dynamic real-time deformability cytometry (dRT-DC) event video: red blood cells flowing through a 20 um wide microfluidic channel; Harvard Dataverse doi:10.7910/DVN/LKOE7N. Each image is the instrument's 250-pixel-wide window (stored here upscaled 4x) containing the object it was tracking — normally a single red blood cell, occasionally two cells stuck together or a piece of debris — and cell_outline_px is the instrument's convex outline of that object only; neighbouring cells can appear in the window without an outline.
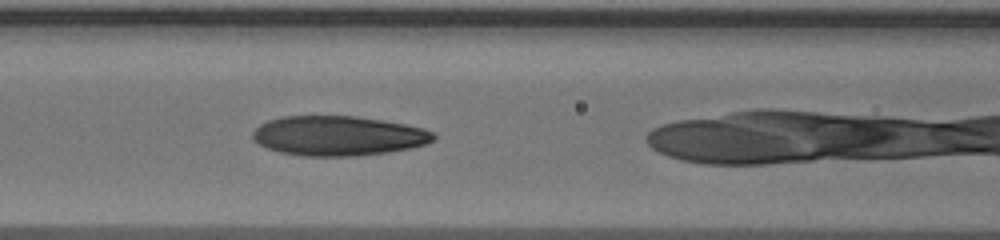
{"species": "human", "species_latin": "Homo sapiens", "temperature_condition": "warm", "stored_images_in_passage": 25, "camera_frame_rate_fps": 3000, "um_per_image_px": 0.085, "donor": {"sex": "male"}, "frame": {"image": 1, "passage_image": 5, "time_ms": 1.333, "image_size_px": [1000, 240], "cell_outline_px": [[436, 140], [412, 148], [388, 152], [356, 156], [304, 156], [280, 152], [268, 148], [252, 140], [252, 132], [260, 124], [268, 120], [284, 116], [356, 116], [384, 120], [424, 128], [432, 132], [436, 136]], "centroid_in_image_um": [28.76, 11.54], "position_along_channel_um": 137.8, "area_um2": 42.02}}
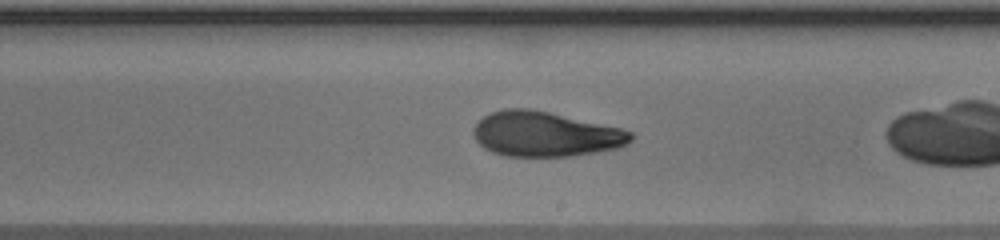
{"frame": {"image": 2, "passage_image": 13, "time_ms": 4.0, "image_size_px": [1000, 240], "cell_outline_px": [[632, 140], [628, 144], [616, 148], [596, 152], [568, 156], [508, 156], [492, 152], [484, 148], [476, 140], [472, 132], [472, 128], [484, 116], [492, 112], [504, 108], [532, 108], [620, 128], [632, 132]], "centroid_in_image_um": [46.32, 11.39], "position_along_channel_um": 242.7, "area_um2": 41.1}}
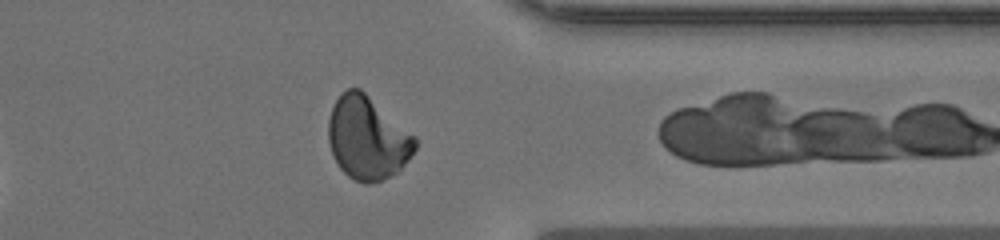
{"frame": {"image": 3, "passage_image": 24, "time_ms": 7.667, "image_size_px": [1000, 240], "cell_outline_px": [[416, 148], [408, 160], [392, 176], [372, 184], [364, 184], [348, 176], [340, 168], [332, 156], [328, 140], [328, 120], [332, 108], [340, 92], [348, 88], [360, 88], [416, 136]], "centroid_in_image_um": [31.22, 11.74], "position_along_channel_um": 380.2, "area_um2": 42.14}}